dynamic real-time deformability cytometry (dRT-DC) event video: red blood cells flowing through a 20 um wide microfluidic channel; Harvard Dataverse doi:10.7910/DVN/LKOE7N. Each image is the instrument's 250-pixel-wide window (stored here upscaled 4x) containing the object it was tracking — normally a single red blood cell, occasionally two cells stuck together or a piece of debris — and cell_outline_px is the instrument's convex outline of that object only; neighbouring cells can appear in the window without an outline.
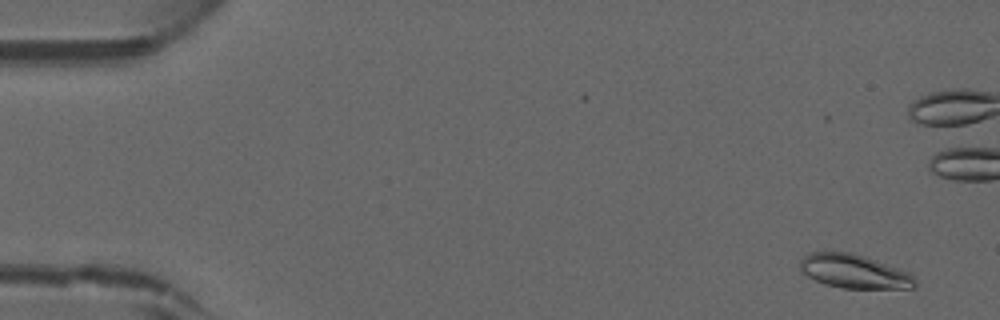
{"species": "common noctule bat (a hibernating species)", "species_latin": "Nyctalus noctula", "temperature_condition": "warm", "stored_images_in_passage": 9, "camera_frame_rate_fps": 3000, "um_per_image_px": 0.085, "animal": {"sex": "male", "forearm_length_mm": 52.5}, "frame": {"image": 1, "passage_image": 3, "time_ms": 0.667, "image_size_px": [1000, 320], "cell_outline_px": [[916, 288], [840, 288], [824, 284], [800, 272], [800, 260], [808, 252], [852, 252], [864, 256], [908, 272], [916, 280]], "centroid_in_image_um": [72.56, 23.07], "position_along_channel_um": 12.4, "area_um2": 22.6}}